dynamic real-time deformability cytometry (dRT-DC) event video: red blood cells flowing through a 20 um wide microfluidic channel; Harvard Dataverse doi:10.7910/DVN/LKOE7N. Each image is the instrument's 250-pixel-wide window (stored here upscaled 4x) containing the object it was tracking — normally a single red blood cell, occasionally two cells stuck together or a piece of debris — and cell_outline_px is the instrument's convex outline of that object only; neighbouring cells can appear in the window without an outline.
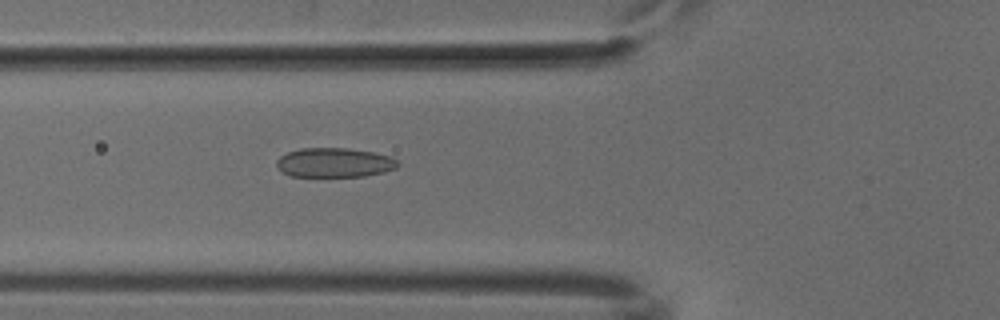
{"species": "common noctule bat (a hibernating species)", "species_latin": "Nyctalus noctula", "temperature_condition": "cold", "stored_images_in_passage": 53, "segment_of_instrument_passage": [1, 2], "camera_frame_rate_fps": 3000, "um_per_image_px": 0.085, "animal": {"sex": "male", "body_mass_g": 18.8}, "frame": {"image": 1, "passage_image": 19, "time_ms": 6.0, "image_size_px": [1000, 320], "cell_outline_px": [[400, 164], [396, 168], [384, 172], [364, 176], [292, 176], [280, 172], [276, 168], [276, 160], [280, 156], [288, 152], [300, 148], [348, 148], [372, 152], [392, 156]], "centroid_in_image_um": [28.4, 13.82], "position_along_channel_um": 97.4, "area_um2": 20.92}}
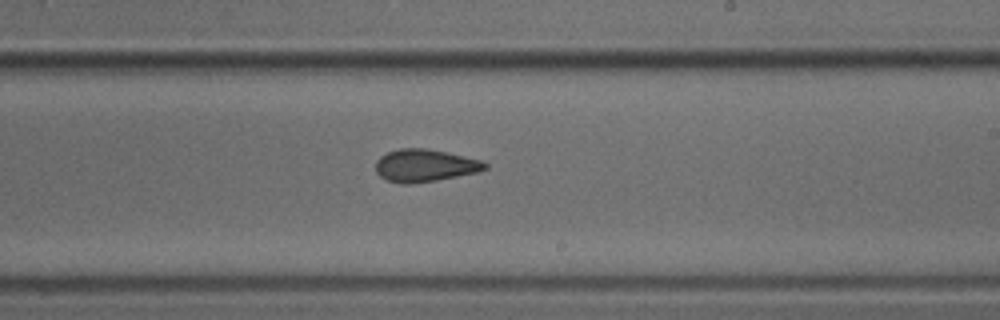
{"frame": {"image": 2, "passage_image": 31, "time_ms": 10.0, "image_size_px": [1000, 320], "cell_outline_px": [[488, 168], [480, 172], [436, 180], [412, 184], [404, 184], [388, 180], [380, 176], [376, 172], [376, 160], [380, 156], [388, 152], [400, 148], [428, 148], [480, 160], [488, 164]], "centroid_in_image_um": [36.12, 14.07], "position_along_channel_um": 252.9, "area_um2": 20.69}}
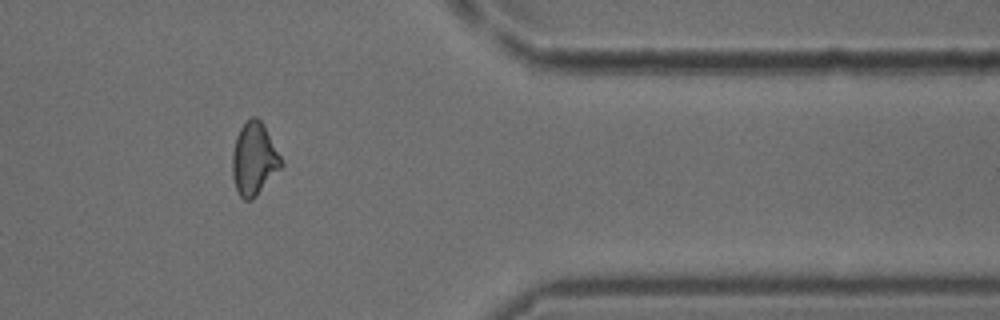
{"frame": {"image": 3, "passage_image": 43, "time_ms": 14.0, "image_size_px": [1000, 320], "cell_outline_px": [[284, 164], [256, 196], [252, 200], [244, 200], [240, 196], [236, 188], [232, 176], [232, 152], [236, 136], [240, 128], [252, 116], [256, 116], [264, 124]], "centroid_in_image_um": [21.58, 13.51], "position_along_channel_um": 389.8, "area_um2": 20.58}}